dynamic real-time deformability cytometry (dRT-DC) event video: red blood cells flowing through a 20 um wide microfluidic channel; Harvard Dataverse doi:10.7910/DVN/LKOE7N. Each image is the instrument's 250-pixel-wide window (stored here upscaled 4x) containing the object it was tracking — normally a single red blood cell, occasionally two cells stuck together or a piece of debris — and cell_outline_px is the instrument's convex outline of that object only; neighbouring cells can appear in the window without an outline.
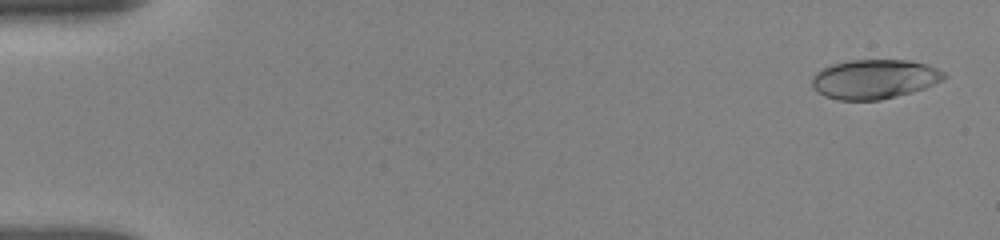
{"species": "human", "species_latin": "Homo sapiens", "temperature_condition": "room temperature", "stored_images_in_passage": 13, "camera_frame_rate_fps": 3000, "um_per_image_px": 0.085, "donor": {"sex": "female"}, "frame": {"image": 1, "passage_image": 2, "time_ms": 0.333, "image_size_px": [1000, 240], "cell_outline_px": [[948, 76], [944, 80], [924, 88], [912, 92], [880, 100], [836, 100], [824, 96], [816, 92], [812, 88], [812, 76], [816, 72], [832, 64], [848, 60], [908, 60], [928, 64], [944, 72]], "centroid_in_image_um": [74.31, 6.73], "position_along_channel_um": 10.7, "area_um2": 30.58}}
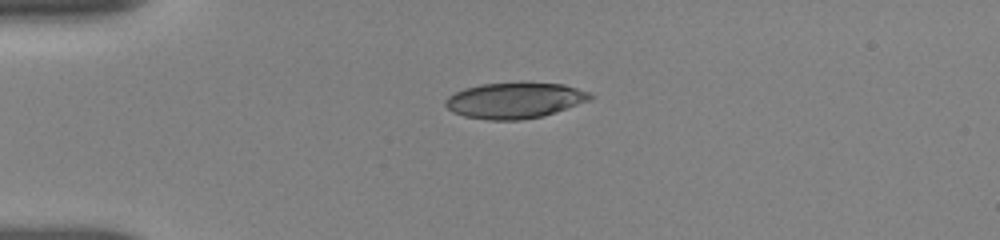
{"frame": {"image": 2, "passage_image": 9, "time_ms": 4.0, "image_size_px": [1000, 240], "cell_outline_px": [[592, 100], [544, 116], [520, 120], [488, 120], [464, 116], [452, 112], [444, 104], [444, 100], [448, 96], [464, 88], [480, 84], [520, 80], [564, 84], [588, 92], [592, 96]], "centroid_in_image_um": [43.75, 8.5], "position_along_channel_um": 41.2, "area_um2": 31.1}}
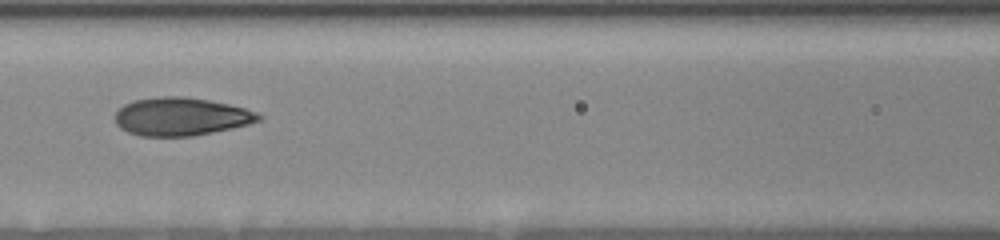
{"frame": {"image": 3, "passage_image": 12, "time_ms": 7.667, "image_size_px": [1000, 240], "cell_outline_px": [[264, 116], [260, 120], [248, 124], [232, 128], [192, 136], [140, 136], [128, 132], [120, 128], [116, 124], [112, 116], [124, 104], [132, 100], [164, 96], [184, 96], [208, 100], [228, 104], [244, 108], [256, 112]], "centroid_in_image_um": [15.35, 9.91], "position_along_channel_um": 151.3, "area_um2": 31.96}}